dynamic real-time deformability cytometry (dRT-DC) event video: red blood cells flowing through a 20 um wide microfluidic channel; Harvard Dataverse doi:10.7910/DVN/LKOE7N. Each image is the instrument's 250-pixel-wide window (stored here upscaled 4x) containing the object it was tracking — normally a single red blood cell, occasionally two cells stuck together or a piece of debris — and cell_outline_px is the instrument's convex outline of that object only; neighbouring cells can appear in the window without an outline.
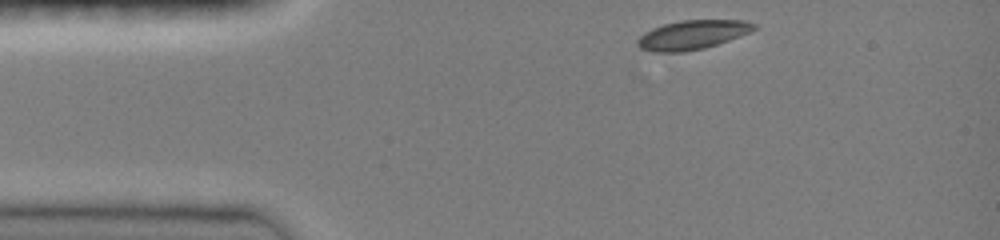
{"species": "common noctule bat (a hibernating species)", "species_latin": "Nyctalus noctula", "temperature_condition": "room temperature", "stored_images_in_passage": 15, "camera_frame_rate_fps": 3000, "um_per_image_px": 0.085, "animal": {"sex": "female", "body_mass_g": 19.0, "forearm_length_mm": 51.5}, "frame": {"image": 1, "passage_image": 1, "time_ms": 0.0, "image_size_px": [1000, 240], "cell_outline_px": [[756, 28], [740, 36], [704, 48], [684, 52], [652, 52], [640, 48], [636, 44], [636, 40], [644, 32], [652, 28], [664, 24], [680, 20], [748, 20], [756, 24]], "centroid_in_image_um": [58.82, 2.96], "position_along_channel_um": 26.2, "area_um2": 19.83}}
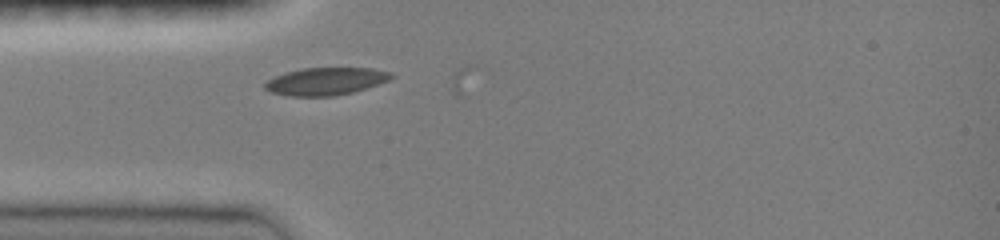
{"frame": {"image": 2, "passage_image": 10, "time_ms": 2.0, "image_size_px": [1000, 240], "cell_outline_px": [[396, 76], [388, 80], [352, 92], [332, 96], [288, 96], [272, 92], [264, 88], [264, 84], [268, 80], [276, 76], [288, 72], [304, 68], [372, 68], [392, 72]], "centroid_in_image_um": [27.7, 6.91], "position_along_channel_um": 57.3, "area_um2": 20.0}}